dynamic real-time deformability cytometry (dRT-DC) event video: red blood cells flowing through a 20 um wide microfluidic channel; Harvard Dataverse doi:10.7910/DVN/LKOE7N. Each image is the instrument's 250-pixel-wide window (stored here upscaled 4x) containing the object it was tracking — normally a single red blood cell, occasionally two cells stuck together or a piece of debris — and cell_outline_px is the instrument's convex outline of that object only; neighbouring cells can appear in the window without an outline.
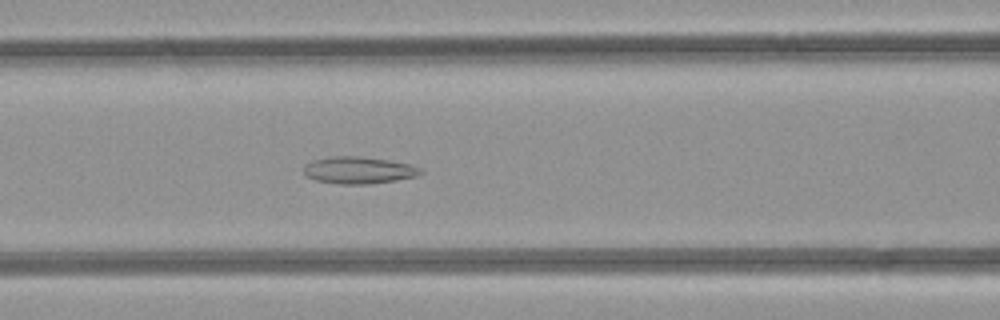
{"species": "common noctule bat (a hibernating species)", "species_latin": "Nyctalus noctula", "temperature_condition": "room temperature", "stored_images_in_passage": 38, "camera_frame_rate_fps": 3000, "um_per_image_px": 0.085, "animal": {"sex": "female", "body_mass_g": 21.9}, "frame": {"image": 1, "passage_image": 9, "time_ms": 2.667, "image_size_px": [1000, 320], "cell_outline_px": [[424, 172], [416, 176], [396, 180], [368, 184], [340, 184], [316, 180], [308, 176], [304, 172], [304, 168], [312, 160], [332, 156], [356, 156], [388, 160], [408, 164], [420, 168]], "centroid_in_image_um": [30.49, 14.47], "position_along_channel_um": 136.1, "area_um2": 18.09}}
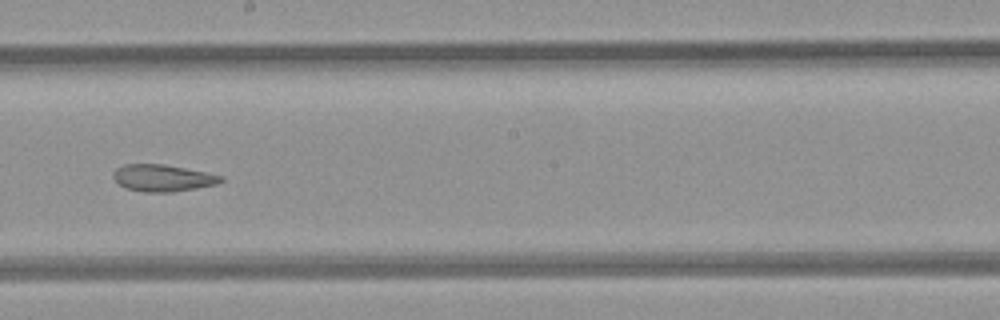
{"frame": {"image": 2, "passage_image": 16, "time_ms": 5.0, "image_size_px": [1000, 320], "cell_outline_px": [[224, 180], [216, 184], [196, 188], [172, 192], [144, 192], [128, 188], [120, 184], [112, 176], [112, 172], [116, 168], [124, 164], [164, 164], [224, 176]], "centroid_in_image_um": [13.82, 15.12], "position_along_channel_um": 234.4, "area_um2": 16.7}}
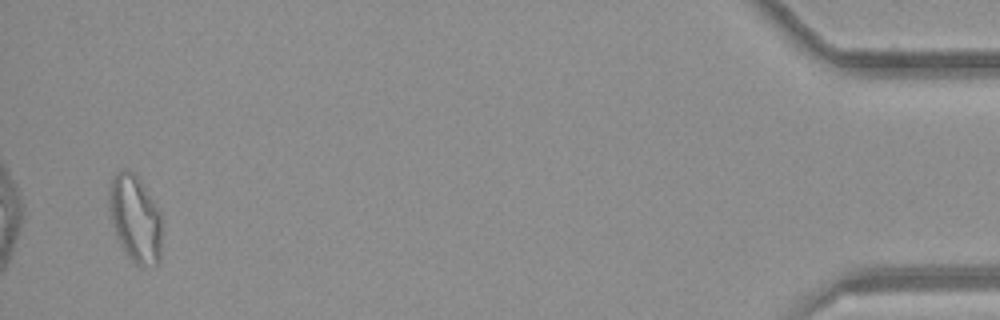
{"frame": {"image": 3, "passage_image": 36, "time_ms": 11.667, "image_size_px": [1000, 320], "cell_outline_px": [[160, 264], [140, 268], [128, 256], [112, 224], [108, 204], [108, 192], [112, 176], [120, 168], [136, 172], [140, 176], [160, 212]], "centroid_in_image_um": [11.49, 18.52], "position_along_channel_um": 423.7, "area_um2": 27.11}}